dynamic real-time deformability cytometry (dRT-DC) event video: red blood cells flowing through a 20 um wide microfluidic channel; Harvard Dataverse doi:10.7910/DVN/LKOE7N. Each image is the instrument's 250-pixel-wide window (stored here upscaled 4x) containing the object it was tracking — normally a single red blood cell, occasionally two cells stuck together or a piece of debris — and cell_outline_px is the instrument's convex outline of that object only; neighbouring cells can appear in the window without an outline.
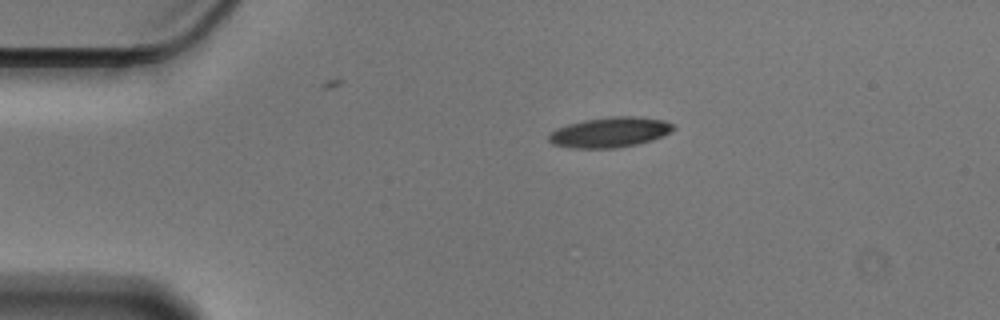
{"species": "Egyptian fruit bat (a non-hibernating species)", "species_latin": "Rousettus aegyptiacus", "temperature_condition": "cold", "stored_images_in_passage": 7, "camera_frame_rate_fps": 3000, "um_per_image_px": 0.085, "animal": {"sex": "male"}, "frame": {"image": 1, "passage_image": 1, "time_ms": 0.0, "image_size_px": [1000, 320], "cell_outline_px": [[676, 128], [664, 136], [652, 140], [636, 144], [616, 148], [572, 148], [552, 144], [548, 140], [548, 136], [556, 128], [568, 124], [584, 120], [608, 116], [632, 116], [664, 120], [676, 124]], "centroid_in_image_um": [51.86, 11.24], "position_along_channel_um": 33.1, "area_um2": 22.08}}